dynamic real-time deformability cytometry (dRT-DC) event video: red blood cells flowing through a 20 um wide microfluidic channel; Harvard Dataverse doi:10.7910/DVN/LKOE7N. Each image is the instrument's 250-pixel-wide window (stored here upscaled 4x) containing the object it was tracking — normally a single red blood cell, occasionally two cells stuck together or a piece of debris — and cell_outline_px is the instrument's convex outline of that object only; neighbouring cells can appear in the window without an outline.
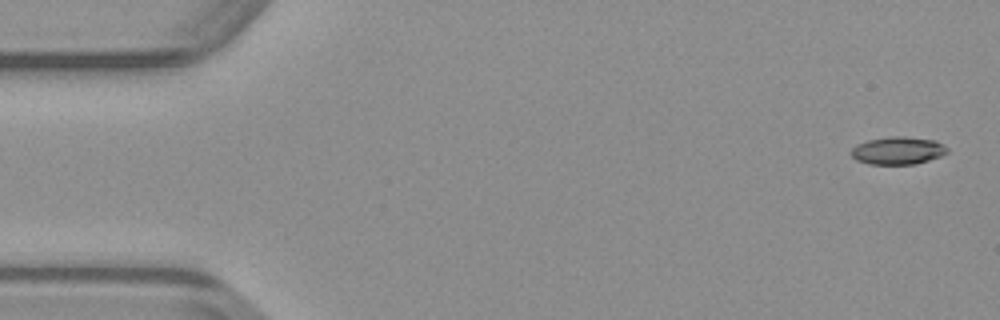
{"species": "common noctule bat (a hibernating species)", "species_latin": "Nyctalus noctula", "temperature_condition": "warm", "stored_images_in_passage": 48, "camera_frame_rate_fps": 3000, "um_per_image_px": 0.085, "animal": {"sex": "male", "body_mass_g": 23.1, "forearm_length_mm": 52.7}, "frame": {"image": 1, "passage_image": 1, "time_ms": 0.0, "image_size_px": [1000, 320], "cell_outline_px": [[948, 152], [940, 156], [916, 164], [868, 164], [856, 160], [848, 152], [856, 144], [868, 140], [892, 136], [904, 136], [936, 140], [944, 144], [948, 148]], "centroid_in_image_um": [76.31, 12.79], "position_along_channel_um": 8.7, "area_um2": 15.66}}
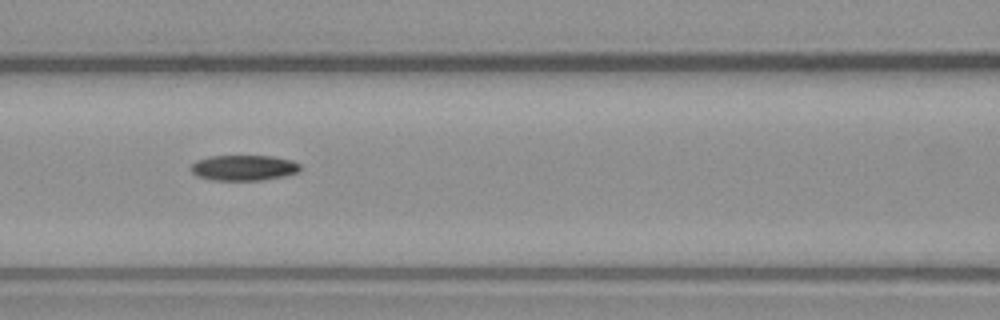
{"frame": {"image": 2, "passage_image": 20, "time_ms": 6.333, "image_size_px": [1000, 320], "cell_outline_px": [[300, 172], [284, 176], [264, 180], [212, 180], [196, 176], [192, 172], [192, 164], [196, 160], [208, 156], [272, 156], [292, 160], [300, 164]], "centroid_in_image_um": [20.73, 14.26], "position_along_channel_um": 145.9, "area_um2": 16.36}}
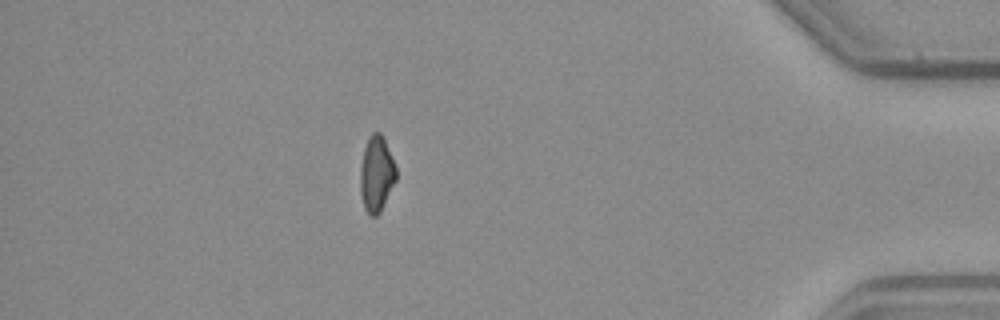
{"frame": {"image": 3, "passage_image": 42, "time_ms": 13.667, "image_size_px": [1000, 320], "cell_outline_px": [[396, 180], [380, 212], [376, 216], [372, 216], [364, 208], [360, 192], [360, 168], [364, 148], [368, 136], [372, 132], [380, 132], [384, 136], [396, 168]], "centroid_in_image_um": [31.99, 14.75], "position_along_channel_um": 403.2, "area_um2": 15.9}}